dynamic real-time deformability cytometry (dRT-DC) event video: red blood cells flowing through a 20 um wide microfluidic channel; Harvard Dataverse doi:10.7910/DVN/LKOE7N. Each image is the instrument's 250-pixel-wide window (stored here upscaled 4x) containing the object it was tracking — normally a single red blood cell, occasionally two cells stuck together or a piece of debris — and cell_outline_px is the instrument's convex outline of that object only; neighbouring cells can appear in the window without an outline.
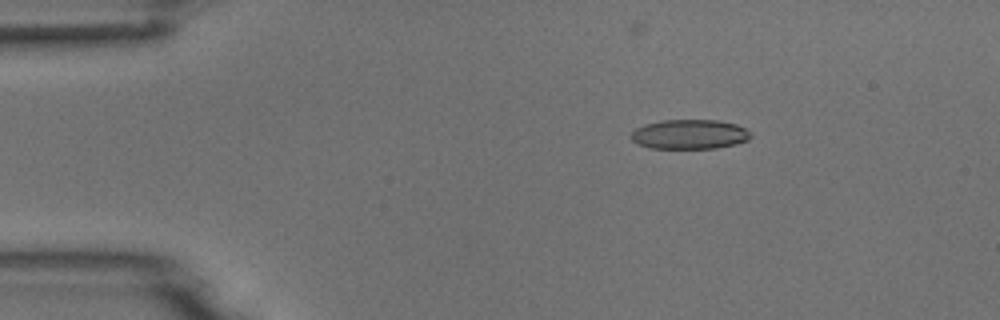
{"species": "common noctule bat (a hibernating species)", "species_latin": "Nyctalus noctula", "temperature_condition": "room temperature", "stored_images_in_passage": 5, "camera_frame_rate_fps": 3000, "um_per_image_px": 0.085, "animal": {"sex": "male", "body_mass_g": 18.8}, "frame": {"image": 1, "passage_image": 3, "time_ms": 2.333, "image_size_px": [1000, 320], "cell_outline_px": [[752, 136], [748, 140], [736, 144], [716, 148], [648, 148], [636, 144], [632, 140], [632, 132], [636, 128], [644, 124], [660, 120], [716, 120], [736, 124], [752, 132]], "centroid_in_image_um": [58.61, 11.41], "position_along_channel_um": 26.4, "area_um2": 20.75}}
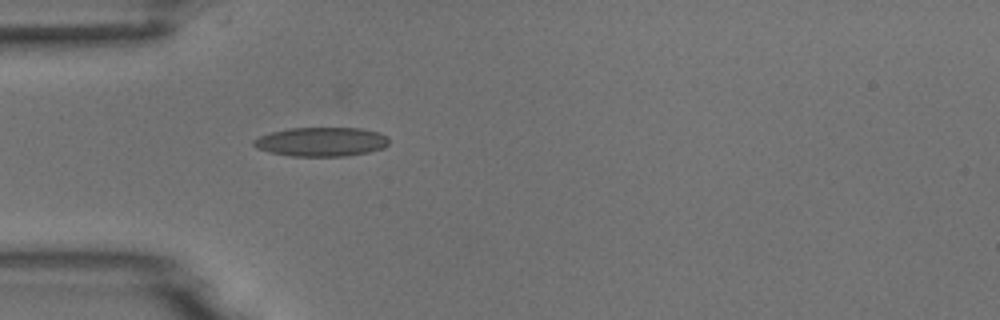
{"frame": {"image": 2, "passage_image": 5, "time_ms": 4.667, "image_size_px": [1000, 320], "cell_outline_px": [[388, 144], [384, 148], [368, 152], [344, 156], [292, 156], [272, 152], [256, 148], [252, 144], [252, 140], [260, 136], [272, 132], [288, 128], [360, 128], [380, 132], [388, 136]], "centroid_in_image_um": [27.33, 12.04], "position_along_channel_um": 57.7, "area_um2": 22.95}}